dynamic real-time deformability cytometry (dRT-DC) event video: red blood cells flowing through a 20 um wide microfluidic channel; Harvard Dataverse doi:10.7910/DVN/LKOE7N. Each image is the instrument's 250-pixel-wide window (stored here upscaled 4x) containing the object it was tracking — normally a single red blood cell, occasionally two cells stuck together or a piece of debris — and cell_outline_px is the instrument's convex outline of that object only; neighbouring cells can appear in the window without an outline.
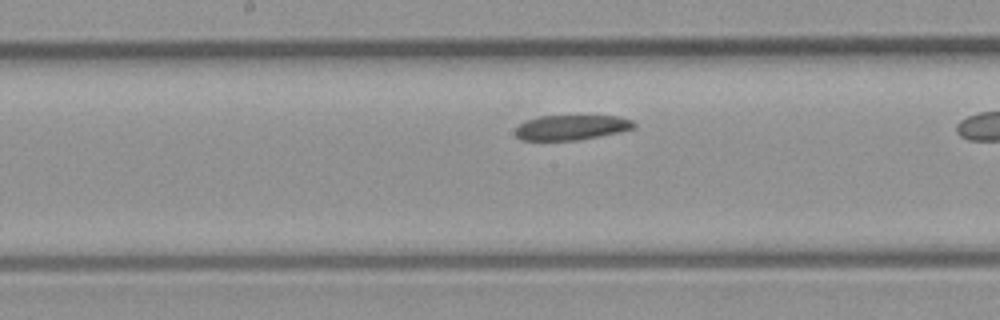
{"species": "common noctule bat (a hibernating species)", "species_latin": "Nyctalus noctula", "temperature_condition": "room temperature", "stored_images_in_passage": 19, "camera_frame_rate_fps": 3000, "um_per_image_px": 0.085, "animal": {"sex": "male", "body_mass_g": 23.1, "forearm_length_mm": 52.7}, "frame": {"image": 1, "passage_image": 9, "time_ms": 2.667, "image_size_px": [1000, 320], "cell_outline_px": [[636, 128], [620, 132], [576, 140], [520, 140], [516, 136], [516, 128], [524, 120], [540, 116], [616, 116], [632, 120], [636, 124]], "centroid_in_image_um": [48.57, 10.83], "position_along_channel_um": 199.6, "area_um2": 17.22}}
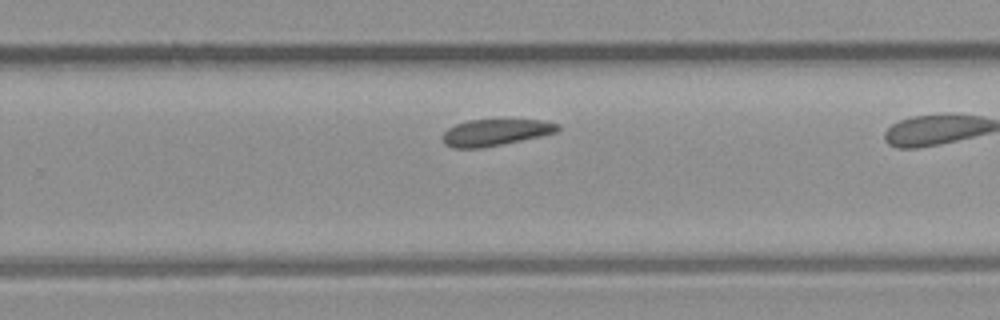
{"frame": {"image": 2, "passage_image": 14, "time_ms": 4.333, "image_size_px": [1000, 320], "cell_outline_px": [[560, 128], [556, 132], [540, 136], [504, 144], [484, 148], [452, 148], [444, 144], [444, 132], [448, 128], [456, 124], [468, 120], [544, 120], [560, 124]], "centroid_in_image_um": [42.12, 11.26], "position_along_channel_um": 287.7, "area_um2": 17.8}}
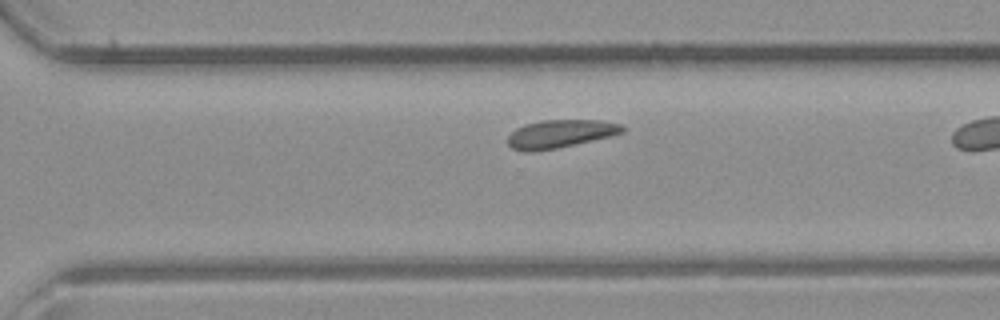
{"frame": {"image": 3, "passage_image": 16, "time_ms": 5.0, "image_size_px": [1000, 320], "cell_outline_px": [[624, 132], [592, 140], [556, 148], [532, 152], [524, 152], [512, 148], [508, 144], [508, 136], [516, 128], [540, 120], [600, 120], [620, 124], [624, 128]], "centroid_in_image_um": [47.58, 11.37], "position_along_channel_um": 323.0, "area_um2": 18.5}}